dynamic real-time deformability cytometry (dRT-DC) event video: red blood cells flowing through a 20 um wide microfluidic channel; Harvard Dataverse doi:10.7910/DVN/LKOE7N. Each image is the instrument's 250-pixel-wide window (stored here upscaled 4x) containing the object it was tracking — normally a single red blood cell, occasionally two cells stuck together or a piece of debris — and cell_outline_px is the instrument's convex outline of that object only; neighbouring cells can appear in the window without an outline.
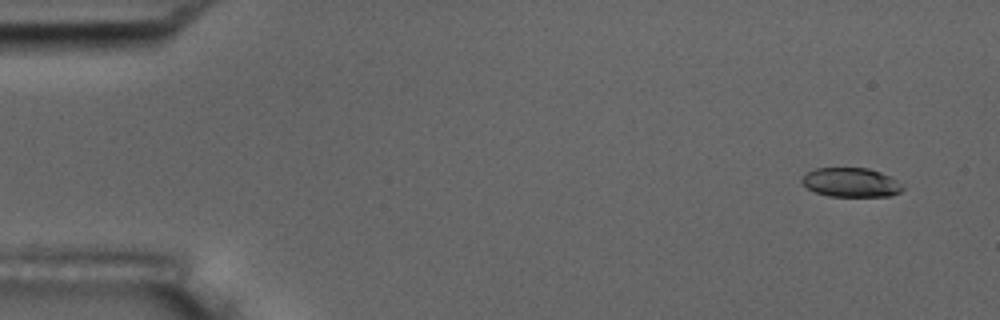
{"species": "common noctule bat (a hibernating species)", "species_latin": "Nyctalus noctula", "temperature_condition": "room temperature", "stored_images_in_passage": 4, "camera_frame_rate_fps": 3000, "um_per_image_px": 0.085, "animal": {"sex": "male", "body_mass_g": 17.5, "forearm_length_mm": 52.3}, "frame": {"image": 1, "passage_image": 1, "time_ms": 0.0, "image_size_px": [1000, 320], "cell_outline_px": [[904, 188], [900, 192], [888, 196], [828, 196], [816, 192], [808, 188], [800, 180], [808, 172], [816, 168], [868, 168], [880, 172], [904, 184]], "centroid_in_image_um": [72.35, 15.51], "position_along_channel_um": 12.6, "area_um2": 16.99}}
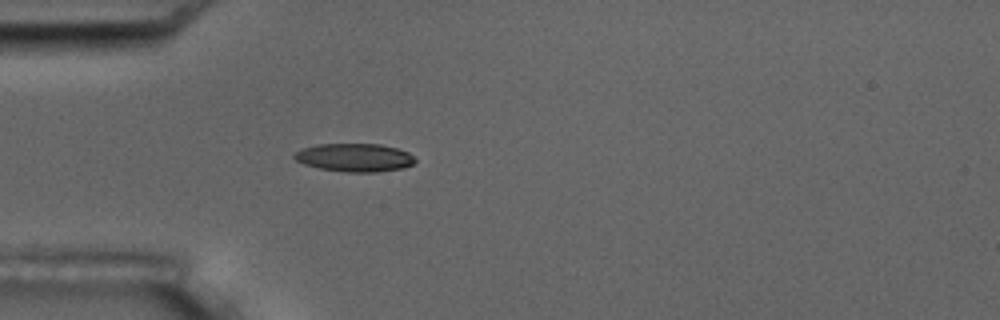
{"frame": {"image": 2, "passage_image": 4, "time_ms": 4.333, "image_size_px": [1000, 320], "cell_outline_px": [[416, 160], [412, 164], [404, 168], [376, 172], [348, 172], [320, 168], [304, 164], [296, 160], [292, 156], [300, 148], [316, 144], [380, 144], [396, 148], [408, 152]], "centroid_in_image_um": [30.12, 13.38], "position_along_channel_um": 54.9, "area_um2": 19.83}}